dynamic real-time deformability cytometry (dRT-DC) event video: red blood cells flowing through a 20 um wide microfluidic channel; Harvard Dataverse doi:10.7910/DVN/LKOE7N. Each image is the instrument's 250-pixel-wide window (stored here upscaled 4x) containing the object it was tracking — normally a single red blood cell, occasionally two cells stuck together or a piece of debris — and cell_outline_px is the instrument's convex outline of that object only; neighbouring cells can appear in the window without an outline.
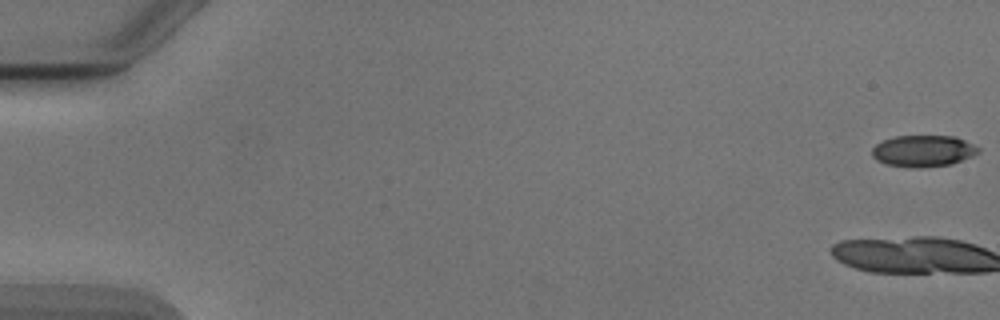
{"species": "Egyptian fruit bat (a non-hibernating species)", "species_latin": "Rousettus aegyptiacus", "temperature_condition": "cold", "stored_images_in_passage": 15, "camera_frame_rate_fps": 3000, "um_per_image_px": 0.085, "animal": {"sex": "male"}, "frame": {"image": 1, "passage_image": 1, "time_ms": 0.0, "image_size_px": [1000, 320], "cell_outline_px": [[980, 152], [972, 156], [952, 164], [920, 168], [908, 168], [884, 164], [876, 160], [872, 156], [872, 148], [876, 144], [884, 140], [896, 136], [956, 136], [980, 148]], "centroid_in_image_um": [78.46, 12.84], "position_along_channel_um": 6.5, "area_um2": 19.71}}